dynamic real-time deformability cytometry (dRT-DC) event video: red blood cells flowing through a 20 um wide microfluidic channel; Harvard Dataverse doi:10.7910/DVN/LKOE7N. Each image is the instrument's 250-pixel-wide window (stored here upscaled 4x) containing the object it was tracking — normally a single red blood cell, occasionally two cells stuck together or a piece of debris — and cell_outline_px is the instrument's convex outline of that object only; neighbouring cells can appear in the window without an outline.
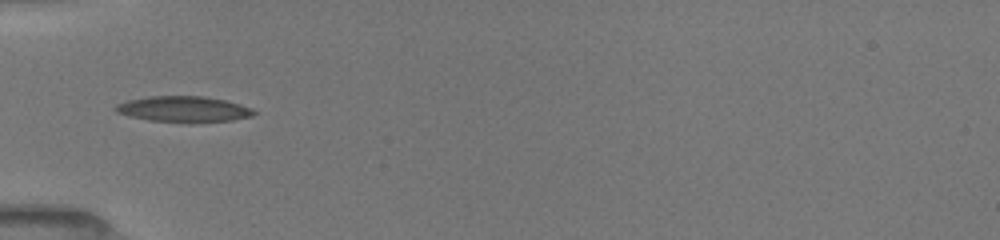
{"species": "common noctule bat (a hibernating species)", "species_latin": "Nyctalus noctula", "temperature_condition": "room temperature", "stored_images_in_passage": 2, "camera_frame_rate_fps": 3000, "um_per_image_px": 0.085, "animal": {"sex": "female", "body_mass_g": 19.5, "forearm_length_mm": 54.1}, "frame": {"image": 1, "passage_image": 1, "time_ms": 0.0, "image_size_px": [1000, 240], "cell_outline_px": [[256, 112], [252, 116], [232, 120], [188, 124], [148, 120], [116, 112], [112, 108], [116, 104], [128, 100], [148, 96], [204, 96], [224, 100], [240, 104], [252, 108]], "centroid_in_image_um": [15.6, 9.29], "position_along_channel_um": 69.4, "area_um2": 21.15}}